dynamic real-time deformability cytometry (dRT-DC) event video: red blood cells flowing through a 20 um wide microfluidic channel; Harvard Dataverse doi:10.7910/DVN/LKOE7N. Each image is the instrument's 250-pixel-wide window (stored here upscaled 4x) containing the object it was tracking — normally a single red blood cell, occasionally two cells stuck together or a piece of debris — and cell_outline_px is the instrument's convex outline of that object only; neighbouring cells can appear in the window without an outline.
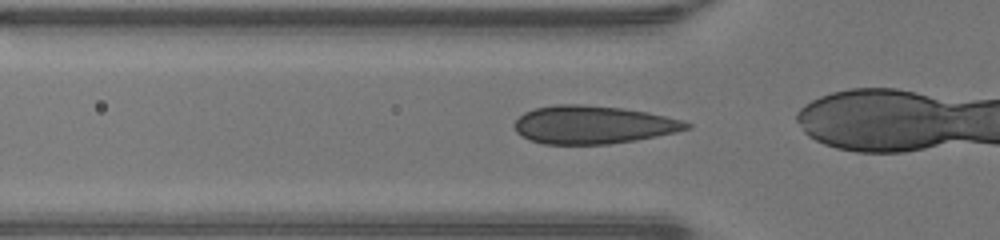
{"species": "human", "species_latin": "Homo sapiens", "temperature_condition": "warm", "stored_images_in_passage": 33, "camera_frame_rate_fps": 3000, "um_per_image_px": 0.085, "donor": {"sex": "male"}, "frame": {"image": 1, "passage_image": 10, "time_ms": 3.0, "image_size_px": [1000, 240], "cell_outline_px": [[692, 128], [676, 132], [636, 140], [608, 144], [544, 144], [532, 140], [516, 132], [516, 120], [524, 112], [536, 108], [556, 104], [580, 104], [624, 108], [648, 112], [680, 120], [692, 124]], "centroid_in_image_um": [50.44, 10.6], "position_along_channel_um": 75.4, "area_um2": 37.92}}
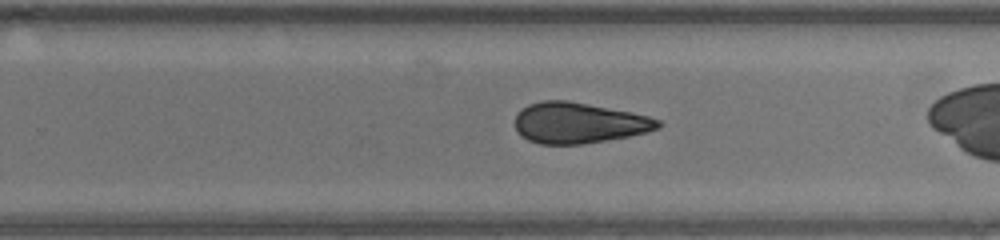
{"frame": {"image": 2, "passage_image": 24, "time_ms": 7.667, "image_size_px": [1000, 240], "cell_outline_px": [[664, 124], [660, 128], [628, 136], [584, 144], [540, 144], [528, 140], [520, 136], [516, 132], [516, 116], [528, 104], [540, 100], [568, 100], [632, 112], [648, 116], [660, 120]], "centroid_in_image_um": [49.19, 10.44], "position_along_channel_um": 280.6, "area_um2": 34.04}}
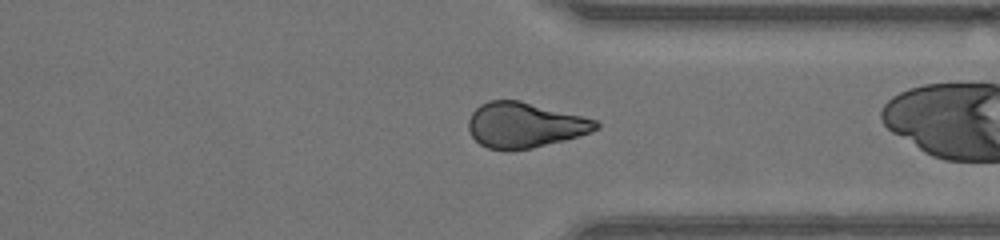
{"frame": {"image": 3, "passage_image": 30, "time_ms": 9.667, "image_size_px": [1000, 240], "cell_outline_px": [[600, 128], [564, 140], [532, 148], [508, 152], [504, 152], [488, 148], [480, 144], [472, 136], [468, 128], [468, 120], [472, 112], [480, 104], [488, 100], [520, 100], [596, 120], [600, 124]], "centroid_in_image_um": [44.54, 10.64], "position_along_channel_um": 366.9, "area_um2": 33.7}}